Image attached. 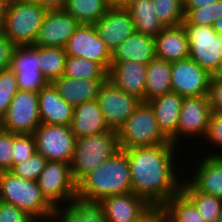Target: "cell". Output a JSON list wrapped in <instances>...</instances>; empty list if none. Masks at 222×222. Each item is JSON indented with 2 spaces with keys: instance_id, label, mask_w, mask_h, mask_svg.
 Instances as JSON below:
<instances>
[{
  "instance_id": "1",
  "label": "cell",
  "mask_w": 222,
  "mask_h": 222,
  "mask_svg": "<svg viewBox=\"0 0 222 222\" xmlns=\"http://www.w3.org/2000/svg\"><path fill=\"white\" fill-rule=\"evenodd\" d=\"M176 149L179 148L172 143H162L124 150L129 160L132 192L152 207H162L181 191L183 179L176 170Z\"/></svg>"
},
{
  "instance_id": "2",
  "label": "cell",
  "mask_w": 222,
  "mask_h": 222,
  "mask_svg": "<svg viewBox=\"0 0 222 222\" xmlns=\"http://www.w3.org/2000/svg\"><path fill=\"white\" fill-rule=\"evenodd\" d=\"M128 192H132L131 172L127 154L121 149L77 183V197L88 201L100 202Z\"/></svg>"
},
{
  "instance_id": "3",
  "label": "cell",
  "mask_w": 222,
  "mask_h": 222,
  "mask_svg": "<svg viewBox=\"0 0 222 222\" xmlns=\"http://www.w3.org/2000/svg\"><path fill=\"white\" fill-rule=\"evenodd\" d=\"M0 201L22 209L36 222H49L54 210L37 181L21 178L11 171L0 172Z\"/></svg>"
},
{
  "instance_id": "4",
  "label": "cell",
  "mask_w": 222,
  "mask_h": 222,
  "mask_svg": "<svg viewBox=\"0 0 222 222\" xmlns=\"http://www.w3.org/2000/svg\"><path fill=\"white\" fill-rule=\"evenodd\" d=\"M47 12L32 0H10L2 33L16 46H32Z\"/></svg>"
},
{
  "instance_id": "5",
  "label": "cell",
  "mask_w": 222,
  "mask_h": 222,
  "mask_svg": "<svg viewBox=\"0 0 222 222\" xmlns=\"http://www.w3.org/2000/svg\"><path fill=\"white\" fill-rule=\"evenodd\" d=\"M119 148L118 132L109 130L97 135L76 139L70 162L73 179L78 183L85 175L111 158Z\"/></svg>"
},
{
  "instance_id": "6",
  "label": "cell",
  "mask_w": 222,
  "mask_h": 222,
  "mask_svg": "<svg viewBox=\"0 0 222 222\" xmlns=\"http://www.w3.org/2000/svg\"><path fill=\"white\" fill-rule=\"evenodd\" d=\"M117 132L121 150L171 143L160 130L147 102H141Z\"/></svg>"
},
{
  "instance_id": "7",
  "label": "cell",
  "mask_w": 222,
  "mask_h": 222,
  "mask_svg": "<svg viewBox=\"0 0 222 222\" xmlns=\"http://www.w3.org/2000/svg\"><path fill=\"white\" fill-rule=\"evenodd\" d=\"M37 184L53 207L70 204L77 197V183L67 162L47 161L37 178Z\"/></svg>"
},
{
  "instance_id": "8",
  "label": "cell",
  "mask_w": 222,
  "mask_h": 222,
  "mask_svg": "<svg viewBox=\"0 0 222 222\" xmlns=\"http://www.w3.org/2000/svg\"><path fill=\"white\" fill-rule=\"evenodd\" d=\"M1 120L3 130L16 134H34L41 124L38 92L18 90Z\"/></svg>"
},
{
  "instance_id": "9",
  "label": "cell",
  "mask_w": 222,
  "mask_h": 222,
  "mask_svg": "<svg viewBox=\"0 0 222 222\" xmlns=\"http://www.w3.org/2000/svg\"><path fill=\"white\" fill-rule=\"evenodd\" d=\"M33 135L37 153L47 161L71 162L77 139L71 126L41 123Z\"/></svg>"
},
{
  "instance_id": "10",
  "label": "cell",
  "mask_w": 222,
  "mask_h": 222,
  "mask_svg": "<svg viewBox=\"0 0 222 222\" xmlns=\"http://www.w3.org/2000/svg\"><path fill=\"white\" fill-rule=\"evenodd\" d=\"M183 26L189 41V58L213 75L222 60L219 34L211 26Z\"/></svg>"
},
{
  "instance_id": "11",
  "label": "cell",
  "mask_w": 222,
  "mask_h": 222,
  "mask_svg": "<svg viewBox=\"0 0 222 222\" xmlns=\"http://www.w3.org/2000/svg\"><path fill=\"white\" fill-rule=\"evenodd\" d=\"M211 113L208 95L183 97L177 126V147L183 144L180 143L182 137H186L187 140L193 137L204 139Z\"/></svg>"
},
{
  "instance_id": "12",
  "label": "cell",
  "mask_w": 222,
  "mask_h": 222,
  "mask_svg": "<svg viewBox=\"0 0 222 222\" xmlns=\"http://www.w3.org/2000/svg\"><path fill=\"white\" fill-rule=\"evenodd\" d=\"M97 101L106 124L116 131L142 102L137 96L117 88L109 79L101 86Z\"/></svg>"
},
{
  "instance_id": "13",
  "label": "cell",
  "mask_w": 222,
  "mask_h": 222,
  "mask_svg": "<svg viewBox=\"0 0 222 222\" xmlns=\"http://www.w3.org/2000/svg\"><path fill=\"white\" fill-rule=\"evenodd\" d=\"M67 56L81 57L99 63L107 72L111 67V52L98 36L94 24L80 23L68 40Z\"/></svg>"
},
{
  "instance_id": "14",
  "label": "cell",
  "mask_w": 222,
  "mask_h": 222,
  "mask_svg": "<svg viewBox=\"0 0 222 222\" xmlns=\"http://www.w3.org/2000/svg\"><path fill=\"white\" fill-rule=\"evenodd\" d=\"M211 76L191 58L171 62L172 92L180 96L208 95Z\"/></svg>"
},
{
  "instance_id": "15",
  "label": "cell",
  "mask_w": 222,
  "mask_h": 222,
  "mask_svg": "<svg viewBox=\"0 0 222 222\" xmlns=\"http://www.w3.org/2000/svg\"><path fill=\"white\" fill-rule=\"evenodd\" d=\"M10 69L15 72L19 90L39 92L48 82L39 66V46H16Z\"/></svg>"
},
{
  "instance_id": "16",
  "label": "cell",
  "mask_w": 222,
  "mask_h": 222,
  "mask_svg": "<svg viewBox=\"0 0 222 222\" xmlns=\"http://www.w3.org/2000/svg\"><path fill=\"white\" fill-rule=\"evenodd\" d=\"M79 25L80 23L64 9L48 10L34 45L65 48Z\"/></svg>"
},
{
  "instance_id": "17",
  "label": "cell",
  "mask_w": 222,
  "mask_h": 222,
  "mask_svg": "<svg viewBox=\"0 0 222 222\" xmlns=\"http://www.w3.org/2000/svg\"><path fill=\"white\" fill-rule=\"evenodd\" d=\"M94 27L111 53L135 32L133 19L124 6L109 7Z\"/></svg>"
},
{
  "instance_id": "18",
  "label": "cell",
  "mask_w": 222,
  "mask_h": 222,
  "mask_svg": "<svg viewBox=\"0 0 222 222\" xmlns=\"http://www.w3.org/2000/svg\"><path fill=\"white\" fill-rule=\"evenodd\" d=\"M107 222H136L152 206L133 192L106 197L100 201Z\"/></svg>"
},
{
  "instance_id": "19",
  "label": "cell",
  "mask_w": 222,
  "mask_h": 222,
  "mask_svg": "<svg viewBox=\"0 0 222 222\" xmlns=\"http://www.w3.org/2000/svg\"><path fill=\"white\" fill-rule=\"evenodd\" d=\"M147 65L137 61L111 62L108 79L117 88L145 102Z\"/></svg>"
},
{
  "instance_id": "20",
  "label": "cell",
  "mask_w": 222,
  "mask_h": 222,
  "mask_svg": "<svg viewBox=\"0 0 222 222\" xmlns=\"http://www.w3.org/2000/svg\"><path fill=\"white\" fill-rule=\"evenodd\" d=\"M39 114L41 123L68 125L73 119L74 107L67 103L52 82H48L39 92Z\"/></svg>"
},
{
  "instance_id": "21",
  "label": "cell",
  "mask_w": 222,
  "mask_h": 222,
  "mask_svg": "<svg viewBox=\"0 0 222 222\" xmlns=\"http://www.w3.org/2000/svg\"><path fill=\"white\" fill-rule=\"evenodd\" d=\"M182 100L183 96L171 91L147 102L154 112L160 130L176 146Z\"/></svg>"
},
{
  "instance_id": "22",
  "label": "cell",
  "mask_w": 222,
  "mask_h": 222,
  "mask_svg": "<svg viewBox=\"0 0 222 222\" xmlns=\"http://www.w3.org/2000/svg\"><path fill=\"white\" fill-rule=\"evenodd\" d=\"M154 41L157 58L167 62L189 58V41L183 24L165 27Z\"/></svg>"
},
{
  "instance_id": "23",
  "label": "cell",
  "mask_w": 222,
  "mask_h": 222,
  "mask_svg": "<svg viewBox=\"0 0 222 222\" xmlns=\"http://www.w3.org/2000/svg\"><path fill=\"white\" fill-rule=\"evenodd\" d=\"M187 181L200 192L222 198V156H202Z\"/></svg>"
},
{
  "instance_id": "24",
  "label": "cell",
  "mask_w": 222,
  "mask_h": 222,
  "mask_svg": "<svg viewBox=\"0 0 222 222\" xmlns=\"http://www.w3.org/2000/svg\"><path fill=\"white\" fill-rule=\"evenodd\" d=\"M71 129L76 138L97 135L111 130L97 100L86 101L74 107Z\"/></svg>"
},
{
  "instance_id": "25",
  "label": "cell",
  "mask_w": 222,
  "mask_h": 222,
  "mask_svg": "<svg viewBox=\"0 0 222 222\" xmlns=\"http://www.w3.org/2000/svg\"><path fill=\"white\" fill-rule=\"evenodd\" d=\"M107 79H75L66 76L52 83L59 95L73 107L86 101L97 100L101 86Z\"/></svg>"
},
{
  "instance_id": "26",
  "label": "cell",
  "mask_w": 222,
  "mask_h": 222,
  "mask_svg": "<svg viewBox=\"0 0 222 222\" xmlns=\"http://www.w3.org/2000/svg\"><path fill=\"white\" fill-rule=\"evenodd\" d=\"M49 222H107L98 201L75 197L70 204L55 206Z\"/></svg>"
},
{
  "instance_id": "27",
  "label": "cell",
  "mask_w": 222,
  "mask_h": 222,
  "mask_svg": "<svg viewBox=\"0 0 222 222\" xmlns=\"http://www.w3.org/2000/svg\"><path fill=\"white\" fill-rule=\"evenodd\" d=\"M155 57L154 38L135 31L111 53V62L131 60L147 65Z\"/></svg>"
},
{
  "instance_id": "28",
  "label": "cell",
  "mask_w": 222,
  "mask_h": 222,
  "mask_svg": "<svg viewBox=\"0 0 222 222\" xmlns=\"http://www.w3.org/2000/svg\"><path fill=\"white\" fill-rule=\"evenodd\" d=\"M124 7L133 19L136 32L155 38L165 28L155 13L152 0H130Z\"/></svg>"
},
{
  "instance_id": "29",
  "label": "cell",
  "mask_w": 222,
  "mask_h": 222,
  "mask_svg": "<svg viewBox=\"0 0 222 222\" xmlns=\"http://www.w3.org/2000/svg\"><path fill=\"white\" fill-rule=\"evenodd\" d=\"M171 91V62L155 57L146 67L145 102Z\"/></svg>"
},
{
  "instance_id": "30",
  "label": "cell",
  "mask_w": 222,
  "mask_h": 222,
  "mask_svg": "<svg viewBox=\"0 0 222 222\" xmlns=\"http://www.w3.org/2000/svg\"><path fill=\"white\" fill-rule=\"evenodd\" d=\"M161 210L163 222H205L194 203L182 191L170 198Z\"/></svg>"
},
{
  "instance_id": "31",
  "label": "cell",
  "mask_w": 222,
  "mask_h": 222,
  "mask_svg": "<svg viewBox=\"0 0 222 222\" xmlns=\"http://www.w3.org/2000/svg\"><path fill=\"white\" fill-rule=\"evenodd\" d=\"M183 178L181 191L194 203L205 222H216L222 211V198L197 191Z\"/></svg>"
},
{
  "instance_id": "32",
  "label": "cell",
  "mask_w": 222,
  "mask_h": 222,
  "mask_svg": "<svg viewBox=\"0 0 222 222\" xmlns=\"http://www.w3.org/2000/svg\"><path fill=\"white\" fill-rule=\"evenodd\" d=\"M106 0H68L64 10L79 23L94 24L107 12Z\"/></svg>"
},
{
  "instance_id": "33",
  "label": "cell",
  "mask_w": 222,
  "mask_h": 222,
  "mask_svg": "<svg viewBox=\"0 0 222 222\" xmlns=\"http://www.w3.org/2000/svg\"><path fill=\"white\" fill-rule=\"evenodd\" d=\"M66 56L65 48L39 47L40 72L47 82L64 75Z\"/></svg>"
},
{
  "instance_id": "34",
  "label": "cell",
  "mask_w": 222,
  "mask_h": 222,
  "mask_svg": "<svg viewBox=\"0 0 222 222\" xmlns=\"http://www.w3.org/2000/svg\"><path fill=\"white\" fill-rule=\"evenodd\" d=\"M64 76L75 79H108V72L95 61L66 56Z\"/></svg>"
},
{
  "instance_id": "35",
  "label": "cell",
  "mask_w": 222,
  "mask_h": 222,
  "mask_svg": "<svg viewBox=\"0 0 222 222\" xmlns=\"http://www.w3.org/2000/svg\"><path fill=\"white\" fill-rule=\"evenodd\" d=\"M222 17V0L199 9H184L183 25L213 26Z\"/></svg>"
},
{
  "instance_id": "36",
  "label": "cell",
  "mask_w": 222,
  "mask_h": 222,
  "mask_svg": "<svg viewBox=\"0 0 222 222\" xmlns=\"http://www.w3.org/2000/svg\"><path fill=\"white\" fill-rule=\"evenodd\" d=\"M157 17L167 26H178L184 21V4L180 0H152Z\"/></svg>"
},
{
  "instance_id": "37",
  "label": "cell",
  "mask_w": 222,
  "mask_h": 222,
  "mask_svg": "<svg viewBox=\"0 0 222 222\" xmlns=\"http://www.w3.org/2000/svg\"><path fill=\"white\" fill-rule=\"evenodd\" d=\"M19 90L15 72L10 68L0 70V118H2Z\"/></svg>"
},
{
  "instance_id": "38",
  "label": "cell",
  "mask_w": 222,
  "mask_h": 222,
  "mask_svg": "<svg viewBox=\"0 0 222 222\" xmlns=\"http://www.w3.org/2000/svg\"><path fill=\"white\" fill-rule=\"evenodd\" d=\"M37 152L36 140L33 134H16L12 146L13 167L28 160Z\"/></svg>"
},
{
  "instance_id": "39",
  "label": "cell",
  "mask_w": 222,
  "mask_h": 222,
  "mask_svg": "<svg viewBox=\"0 0 222 222\" xmlns=\"http://www.w3.org/2000/svg\"><path fill=\"white\" fill-rule=\"evenodd\" d=\"M46 162V158L36 152L28 160L16 164L11 172L21 178L37 181L40 173L44 170Z\"/></svg>"
},
{
  "instance_id": "40",
  "label": "cell",
  "mask_w": 222,
  "mask_h": 222,
  "mask_svg": "<svg viewBox=\"0 0 222 222\" xmlns=\"http://www.w3.org/2000/svg\"><path fill=\"white\" fill-rule=\"evenodd\" d=\"M205 142L207 141L209 146L212 145V149L215 147L218 149L209 151L207 155L209 156H222V113L212 111L209 119V127L207 135L204 138ZM220 148V150H219ZM217 150V151H216ZM214 152V153H213ZM216 152V153H215Z\"/></svg>"
},
{
  "instance_id": "41",
  "label": "cell",
  "mask_w": 222,
  "mask_h": 222,
  "mask_svg": "<svg viewBox=\"0 0 222 222\" xmlns=\"http://www.w3.org/2000/svg\"><path fill=\"white\" fill-rule=\"evenodd\" d=\"M14 133L0 130V172L13 169L12 146Z\"/></svg>"
},
{
  "instance_id": "42",
  "label": "cell",
  "mask_w": 222,
  "mask_h": 222,
  "mask_svg": "<svg viewBox=\"0 0 222 222\" xmlns=\"http://www.w3.org/2000/svg\"><path fill=\"white\" fill-rule=\"evenodd\" d=\"M0 222H36L22 209L0 201Z\"/></svg>"
},
{
  "instance_id": "43",
  "label": "cell",
  "mask_w": 222,
  "mask_h": 222,
  "mask_svg": "<svg viewBox=\"0 0 222 222\" xmlns=\"http://www.w3.org/2000/svg\"><path fill=\"white\" fill-rule=\"evenodd\" d=\"M208 96L212 111L222 113V78L211 76Z\"/></svg>"
},
{
  "instance_id": "44",
  "label": "cell",
  "mask_w": 222,
  "mask_h": 222,
  "mask_svg": "<svg viewBox=\"0 0 222 222\" xmlns=\"http://www.w3.org/2000/svg\"><path fill=\"white\" fill-rule=\"evenodd\" d=\"M16 45L0 31V70L9 69Z\"/></svg>"
},
{
  "instance_id": "45",
  "label": "cell",
  "mask_w": 222,
  "mask_h": 222,
  "mask_svg": "<svg viewBox=\"0 0 222 222\" xmlns=\"http://www.w3.org/2000/svg\"><path fill=\"white\" fill-rule=\"evenodd\" d=\"M136 222H163L161 207H152L142 218Z\"/></svg>"
},
{
  "instance_id": "46",
  "label": "cell",
  "mask_w": 222,
  "mask_h": 222,
  "mask_svg": "<svg viewBox=\"0 0 222 222\" xmlns=\"http://www.w3.org/2000/svg\"><path fill=\"white\" fill-rule=\"evenodd\" d=\"M48 10L64 9L68 0H32Z\"/></svg>"
},
{
  "instance_id": "47",
  "label": "cell",
  "mask_w": 222,
  "mask_h": 222,
  "mask_svg": "<svg viewBox=\"0 0 222 222\" xmlns=\"http://www.w3.org/2000/svg\"><path fill=\"white\" fill-rule=\"evenodd\" d=\"M216 1L218 0H187L184 4V9H199L213 4Z\"/></svg>"
},
{
  "instance_id": "48",
  "label": "cell",
  "mask_w": 222,
  "mask_h": 222,
  "mask_svg": "<svg viewBox=\"0 0 222 222\" xmlns=\"http://www.w3.org/2000/svg\"><path fill=\"white\" fill-rule=\"evenodd\" d=\"M10 0H0V31H2L5 15L7 12V8Z\"/></svg>"
},
{
  "instance_id": "49",
  "label": "cell",
  "mask_w": 222,
  "mask_h": 222,
  "mask_svg": "<svg viewBox=\"0 0 222 222\" xmlns=\"http://www.w3.org/2000/svg\"><path fill=\"white\" fill-rule=\"evenodd\" d=\"M130 0H106L110 7L125 6Z\"/></svg>"
},
{
  "instance_id": "50",
  "label": "cell",
  "mask_w": 222,
  "mask_h": 222,
  "mask_svg": "<svg viewBox=\"0 0 222 222\" xmlns=\"http://www.w3.org/2000/svg\"><path fill=\"white\" fill-rule=\"evenodd\" d=\"M218 34H222V17L217 19L212 26Z\"/></svg>"
},
{
  "instance_id": "51",
  "label": "cell",
  "mask_w": 222,
  "mask_h": 222,
  "mask_svg": "<svg viewBox=\"0 0 222 222\" xmlns=\"http://www.w3.org/2000/svg\"><path fill=\"white\" fill-rule=\"evenodd\" d=\"M212 76L222 78V60L220 62L218 69L216 70V72Z\"/></svg>"
},
{
  "instance_id": "52",
  "label": "cell",
  "mask_w": 222,
  "mask_h": 222,
  "mask_svg": "<svg viewBox=\"0 0 222 222\" xmlns=\"http://www.w3.org/2000/svg\"><path fill=\"white\" fill-rule=\"evenodd\" d=\"M216 222H222V211H221V214L219 215V217H218Z\"/></svg>"
},
{
  "instance_id": "53",
  "label": "cell",
  "mask_w": 222,
  "mask_h": 222,
  "mask_svg": "<svg viewBox=\"0 0 222 222\" xmlns=\"http://www.w3.org/2000/svg\"><path fill=\"white\" fill-rule=\"evenodd\" d=\"M220 45L222 47V34H219Z\"/></svg>"
},
{
  "instance_id": "54",
  "label": "cell",
  "mask_w": 222,
  "mask_h": 222,
  "mask_svg": "<svg viewBox=\"0 0 222 222\" xmlns=\"http://www.w3.org/2000/svg\"><path fill=\"white\" fill-rule=\"evenodd\" d=\"M2 129V120L0 118V130Z\"/></svg>"
},
{
  "instance_id": "55",
  "label": "cell",
  "mask_w": 222,
  "mask_h": 222,
  "mask_svg": "<svg viewBox=\"0 0 222 222\" xmlns=\"http://www.w3.org/2000/svg\"><path fill=\"white\" fill-rule=\"evenodd\" d=\"M183 4H185V2L187 1V0H180Z\"/></svg>"
}]
</instances>
